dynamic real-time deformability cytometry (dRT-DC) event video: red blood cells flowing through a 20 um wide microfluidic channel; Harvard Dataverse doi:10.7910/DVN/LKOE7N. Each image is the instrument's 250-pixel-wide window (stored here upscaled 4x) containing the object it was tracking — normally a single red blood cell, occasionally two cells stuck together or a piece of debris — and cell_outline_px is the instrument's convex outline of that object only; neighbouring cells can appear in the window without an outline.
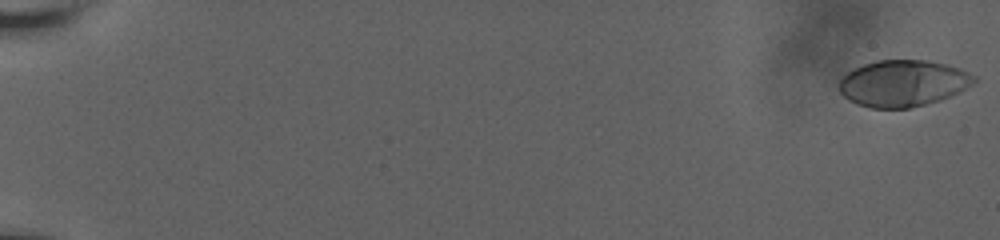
{"species": "human", "species_latin": "Homo sapiens", "temperature_condition": "room temperature", "stored_images_in_passage": 6, "camera_frame_rate_fps": 3000, "um_per_image_px": 0.085, "donor": {"sex": "male"}, "frame": {"image": 1, "passage_image": 1, "time_ms": 0.0, "image_size_px": [1000, 240], "cell_outline_px": [[976, 80], [972, 84], [960, 92], [940, 100], [908, 108], [872, 108], [856, 104], [848, 100], [840, 92], [840, 80], [848, 72], [864, 64], [876, 60], [928, 60], [948, 64], [960, 68], [976, 76]], "centroid_in_image_um": [76.78, 7.07], "position_along_channel_um": 8.2, "area_um2": 36.53}}